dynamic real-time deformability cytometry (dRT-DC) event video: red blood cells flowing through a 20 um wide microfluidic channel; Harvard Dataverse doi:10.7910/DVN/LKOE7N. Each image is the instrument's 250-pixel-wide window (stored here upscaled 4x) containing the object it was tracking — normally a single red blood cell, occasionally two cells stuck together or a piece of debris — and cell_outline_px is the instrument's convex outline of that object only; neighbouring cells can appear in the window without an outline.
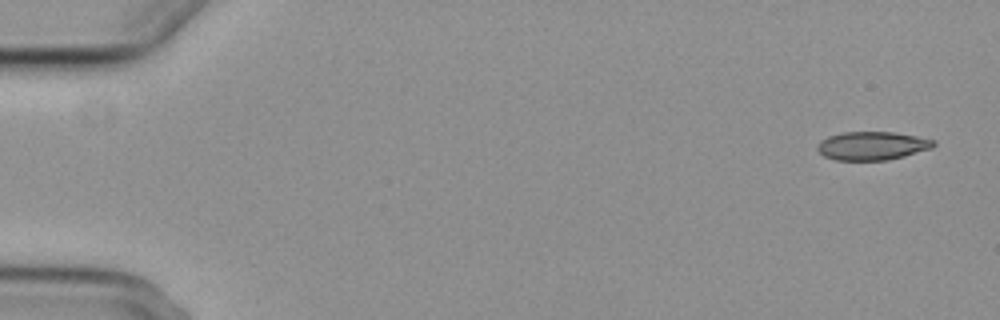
{"species": "common noctule bat (a hibernating species)", "species_latin": "Nyctalus noctula", "temperature_condition": "cold", "stored_images_in_passage": 5, "camera_frame_rate_fps": 3000, "um_per_image_px": 0.085, "animal": {"sex": "female", "body_mass_g": 29.2, "forearm_length_mm": 56.3}, "frame": {"image": 1, "passage_image": 1, "time_ms": 0.0, "image_size_px": [1000, 320], "cell_outline_px": [[936, 144], [932, 148], [904, 156], [888, 160], [836, 160], [824, 156], [816, 148], [816, 144], [820, 140], [828, 136], [844, 132], [892, 132], [916, 136], [936, 140]], "centroid_in_image_um": [74.12, 12.39], "position_along_channel_um": 10.9, "area_um2": 19.31}}
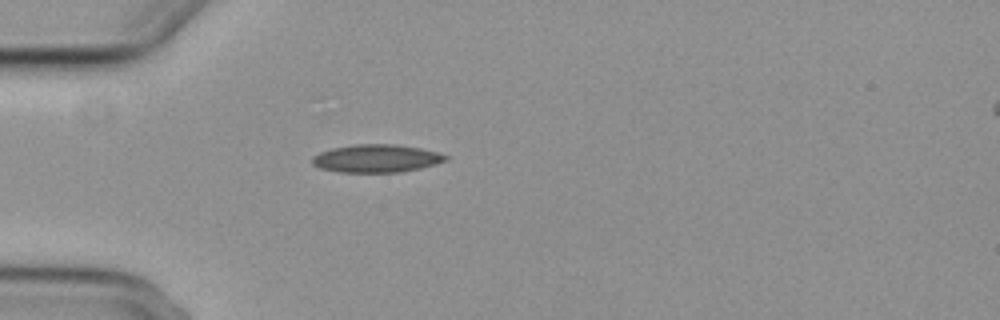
{"frame": {"image": 2, "passage_image": 5, "time_ms": 4.667, "image_size_px": [1000, 320], "cell_outline_px": [[448, 160], [436, 164], [420, 168], [400, 172], [340, 172], [320, 168], [312, 164], [312, 156], [320, 152], [332, 148], [356, 144], [396, 144], [420, 148], [436, 152], [448, 156]], "centroid_in_image_um": [31.99, 13.46], "position_along_channel_um": 53.0, "area_um2": 21.68}}